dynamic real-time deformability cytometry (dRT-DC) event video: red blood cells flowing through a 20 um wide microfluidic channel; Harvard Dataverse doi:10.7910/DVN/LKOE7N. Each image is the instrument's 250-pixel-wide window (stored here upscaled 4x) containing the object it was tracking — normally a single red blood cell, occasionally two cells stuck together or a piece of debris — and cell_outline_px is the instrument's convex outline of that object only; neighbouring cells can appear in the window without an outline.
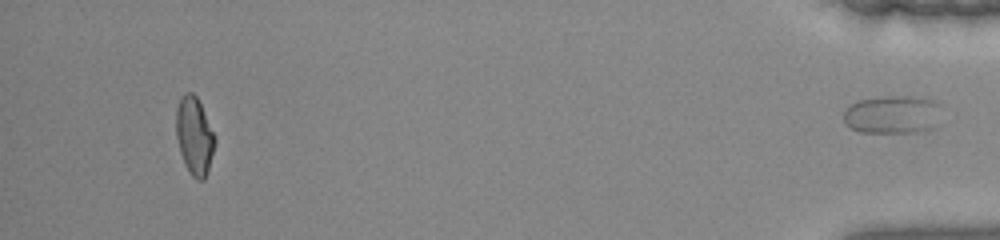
{"species": "common noctule bat (a hibernating species)", "species_latin": "Nyctalus noctula", "temperature_condition": "warm", "stored_images_in_passage": 39, "segment_of_instrument_passage": [2, 2], "camera_frame_rate_fps": 3000, "um_per_image_px": 0.085, "animal": {"sex": "female", "body_mass_g": 22.0, "forearm_length_mm": 56.7}, "frame": {"image": 1, "passage_image": 39, "time_ms": 12.667, "image_size_px": [1000, 240], "cell_outline_px": [[940, 104], [932, 128], [916, 132], [860, 132], [844, 124], [844, 108], [848, 104], [860, 100], [884, 96], [908, 96], [928, 100]], "centroid_in_image_um": [75.75, 9.73], "position_along_channel_um": 359.5, "area_um2": 21.39}}